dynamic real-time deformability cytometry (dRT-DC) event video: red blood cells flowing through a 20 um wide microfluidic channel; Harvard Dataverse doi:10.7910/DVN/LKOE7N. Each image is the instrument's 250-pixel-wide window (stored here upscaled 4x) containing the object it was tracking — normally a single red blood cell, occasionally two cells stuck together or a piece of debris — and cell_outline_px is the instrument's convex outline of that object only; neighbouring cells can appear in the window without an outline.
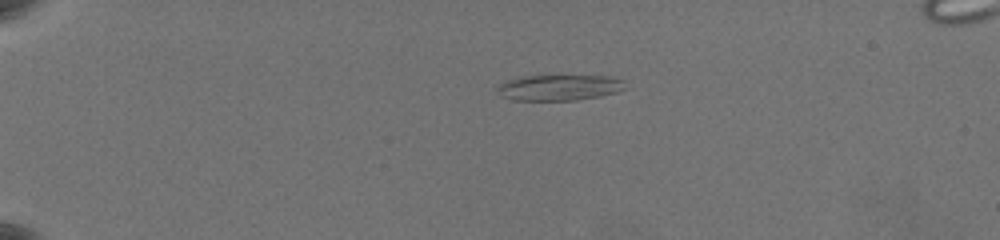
{"species": "common noctule bat (a hibernating species)", "species_latin": "Nyctalus noctula", "temperature_condition": "warm", "stored_images_in_passage": 47, "camera_frame_rate_fps": 3000, "um_per_image_px": 0.085, "animal": {"sex": "female", "body_mass_g": 19.5, "forearm_length_mm": 54.1}, "frame": {"image": 1, "passage_image": 1, "time_ms": 0.0, "image_size_px": [1000, 240], "cell_outline_px": [[624, 88], [616, 92], [600, 96], [576, 100], [512, 100], [500, 96], [496, 92], [496, 88], [500, 84], [508, 80], [524, 76], [604, 76], [624, 80]], "centroid_in_image_um": [47.48, 7.45], "position_along_channel_um": 37.5, "area_um2": 19.07}}
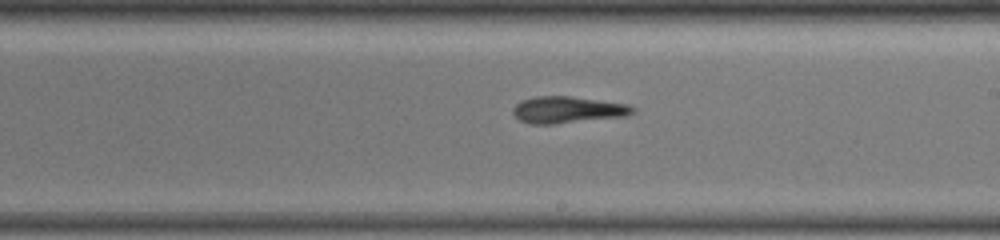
{"frame": {"image": 2, "passage_image": 25, "time_ms": 8.0, "image_size_px": [1000, 240], "cell_outline_px": [[636, 112], [624, 116], [556, 124], [528, 124], [520, 120], [512, 112], [512, 108], [520, 100], [532, 96], [572, 96], [628, 104], [636, 108]], "centroid_in_image_um": [48.23, 9.32], "position_along_channel_um": 240.8, "area_um2": 18.84}}
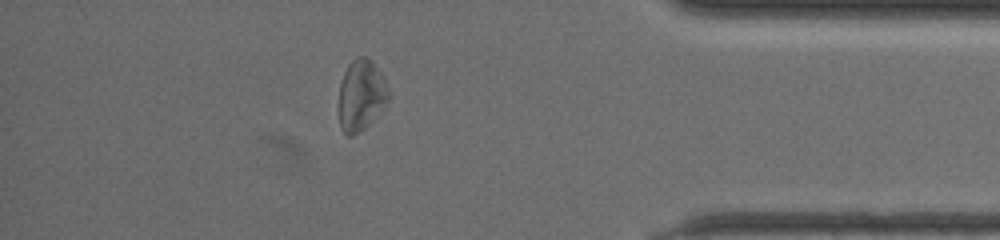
{"frame": {"image": 3, "passage_image": 41, "time_ms": 13.333, "image_size_px": [1000, 240], "cell_outline_px": [[388, 100], [368, 124], [360, 132], [352, 136], [348, 136], [340, 128], [340, 84], [344, 72], [348, 64], [356, 56], [364, 56], [372, 60], [380, 72], [388, 88]], "centroid_in_image_um": [30.68, 8.07], "position_along_channel_um": 404.5, "area_um2": 20.17}}